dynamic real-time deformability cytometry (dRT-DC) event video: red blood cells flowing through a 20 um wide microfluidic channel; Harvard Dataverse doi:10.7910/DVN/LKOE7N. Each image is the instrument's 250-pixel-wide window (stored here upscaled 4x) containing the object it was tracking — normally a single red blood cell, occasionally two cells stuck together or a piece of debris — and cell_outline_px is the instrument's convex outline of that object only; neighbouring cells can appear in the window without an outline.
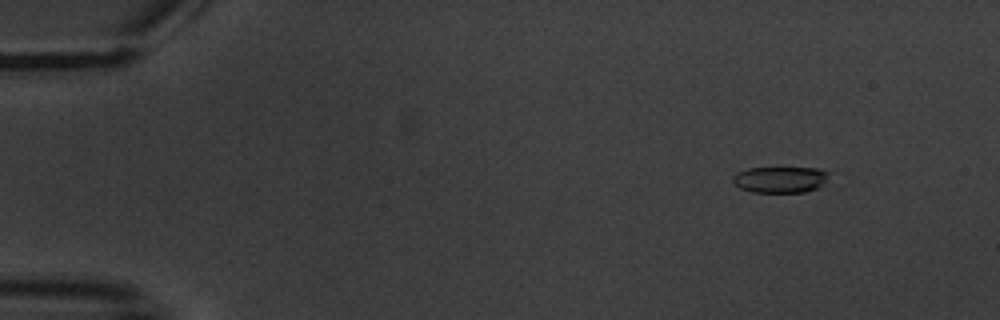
{"species": "common noctule bat (a hibernating species)", "species_latin": "Nyctalus noctula", "temperature_condition": "warm", "stored_images_in_passage": 7, "camera_frame_rate_fps": 3000, "um_per_image_px": 0.085, "animal": {"sex": "male", "body_mass_g": 20.1, "forearm_length_mm": 53.5}, "frame": {"image": 1, "passage_image": 2, "time_ms": 1.333, "image_size_px": [1000, 320], "cell_outline_px": [[828, 172], [824, 180], [816, 188], [804, 192], [752, 192], [740, 188], [732, 180], [732, 176], [736, 172], [748, 168], [820, 168]], "centroid_in_image_um": [66.25, 15.25], "position_along_channel_um": 18.8, "area_um2": 14.45}}
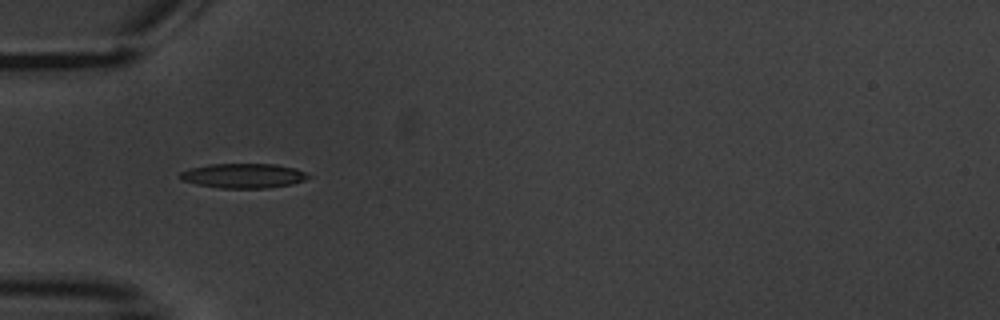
{"frame": {"image": 2, "passage_image": 6, "time_ms": 5.667, "image_size_px": [1000, 320], "cell_outline_px": [[312, 176], [304, 180], [292, 184], [268, 188], [220, 188], [196, 184], [180, 180], [176, 176], [180, 172], [188, 168], [208, 164], [276, 164], [296, 168]], "centroid_in_image_um": [20.64, 14.93], "position_along_channel_um": 64.4, "area_um2": 18.67}}